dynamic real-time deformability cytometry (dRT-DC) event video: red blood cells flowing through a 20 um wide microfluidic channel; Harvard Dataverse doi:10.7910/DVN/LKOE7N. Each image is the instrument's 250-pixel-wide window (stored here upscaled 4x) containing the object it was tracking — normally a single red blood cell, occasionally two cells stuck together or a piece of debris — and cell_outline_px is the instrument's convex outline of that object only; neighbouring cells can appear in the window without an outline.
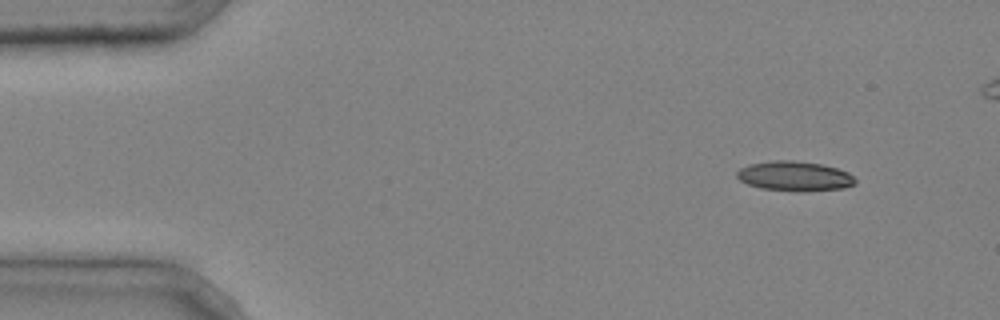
{"species": "common noctule bat (a hibernating species)", "species_latin": "Nyctalus noctula", "temperature_condition": "cold", "stored_images_in_passage": 4, "camera_frame_rate_fps": 3000, "um_per_image_px": 0.085, "animal": {"sex": "male", "body_mass_g": 20.4}, "frame": {"image": 1, "passage_image": 1, "time_ms": 0.0, "image_size_px": [1000, 320], "cell_outline_px": [[856, 184], [844, 188], [796, 192], [760, 188], [748, 184], [740, 180], [736, 176], [736, 172], [740, 168], [748, 164], [772, 160], [792, 160], [820, 164], [836, 168], [848, 172], [856, 180]], "centroid_in_image_um": [67.52, 14.97], "position_along_channel_um": 17.5, "area_um2": 20.63}}